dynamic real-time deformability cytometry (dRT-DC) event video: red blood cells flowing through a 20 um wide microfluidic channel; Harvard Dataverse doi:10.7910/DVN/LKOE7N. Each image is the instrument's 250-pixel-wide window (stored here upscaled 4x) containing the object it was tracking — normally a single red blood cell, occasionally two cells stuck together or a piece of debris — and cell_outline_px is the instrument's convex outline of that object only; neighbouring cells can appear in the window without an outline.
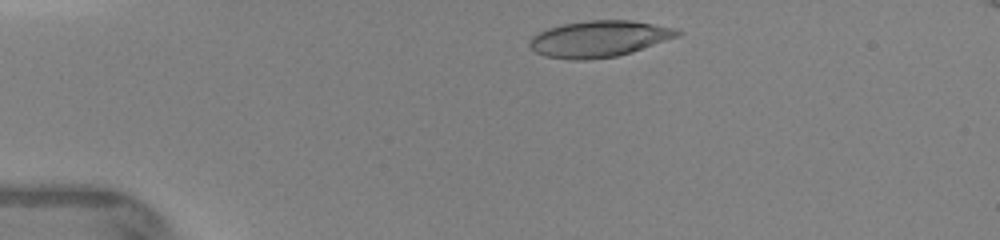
{"species": "human", "species_latin": "Homo sapiens", "temperature_condition": "warm", "stored_images_in_passage": 35, "camera_frame_rate_fps": 3000, "um_per_image_px": 0.085, "donor": {"sex": "female"}, "frame": {"image": 1, "passage_image": 3, "time_ms": 0.667, "image_size_px": [1000, 240], "cell_outline_px": [[684, 32], [676, 36], [632, 52], [616, 56], [584, 60], [572, 60], [544, 56], [536, 52], [528, 44], [528, 40], [532, 36], [548, 28], [564, 24], [588, 20], [632, 20], [672, 28]], "centroid_in_image_um": [50.86, 3.3], "position_along_channel_um": 34.1, "area_um2": 30.92}}
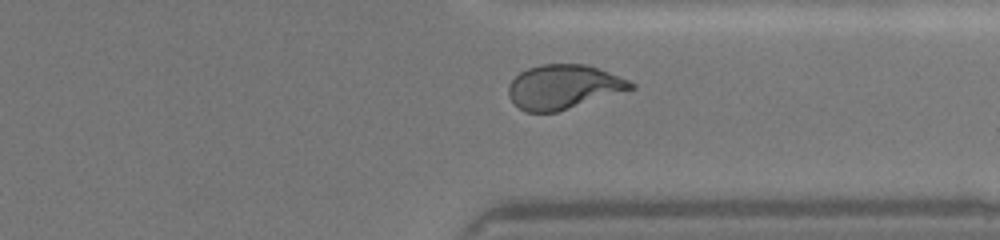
{"frame": {"image": 2, "passage_image": 28, "time_ms": 9.333, "image_size_px": [1000, 240], "cell_outline_px": [[636, 88], [556, 112], [528, 112], [520, 108], [508, 96], [508, 84], [520, 72], [528, 68], [540, 64], [584, 64], [608, 72], [628, 80], [636, 84]], "centroid_in_image_um": [47.88, 7.38], "position_along_channel_um": 363.5, "area_um2": 31.27}}
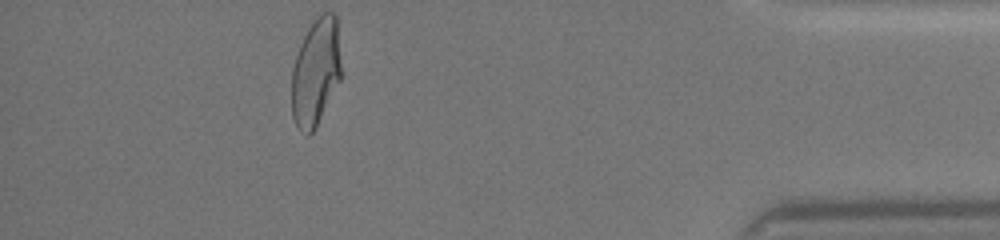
{"frame": {"image": 3, "passage_image": 33, "time_ms": 11.333, "image_size_px": [1000, 240], "cell_outline_px": [[340, 80], [316, 128], [308, 136], [300, 132], [296, 128], [292, 116], [292, 68], [300, 44], [312, 16], [320, 12], [336, 12], [340, 64]], "centroid_in_image_um": [26.82, 6.1], "position_along_channel_um": 408.4, "area_um2": 31.56}}